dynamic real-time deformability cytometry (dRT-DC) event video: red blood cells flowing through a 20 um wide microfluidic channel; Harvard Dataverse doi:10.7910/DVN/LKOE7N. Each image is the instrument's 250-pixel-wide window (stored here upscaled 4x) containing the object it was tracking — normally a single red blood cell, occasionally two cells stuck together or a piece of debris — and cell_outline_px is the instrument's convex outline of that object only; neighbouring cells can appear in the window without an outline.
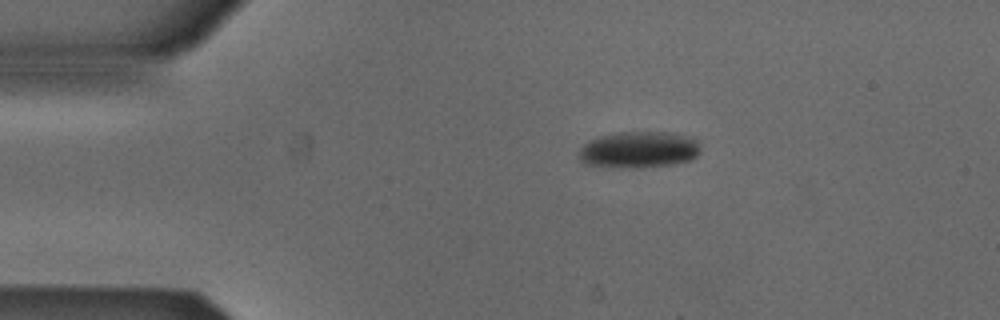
{"species": "Egyptian fruit bat (a non-hibernating species)", "species_latin": "Rousettus aegyptiacus", "temperature_condition": "cold", "stored_images_in_passage": 2, "camera_frame_rate_fps": 3000, "um_per_image_px": 0.085, "animal": {"sex": "male"}, "frame": {"image": 1, "passage_image": 1, "time_ms": 0.0, "image_size_px": [1000, 320], "cell_outline_px": [[700, 152], [692, 160], [672, 164], [640, 168], [632, 168], [588, 164], [580, 160], [580, 148], [588, 140], [600, 136], [620, 132], [676, 132], [692, 136], [696, 140], [700, 148]], "centroid_in_image_um": [54.37, 12.71], "position_along_channel_um": 30.6, "area_um2": 25.95}}